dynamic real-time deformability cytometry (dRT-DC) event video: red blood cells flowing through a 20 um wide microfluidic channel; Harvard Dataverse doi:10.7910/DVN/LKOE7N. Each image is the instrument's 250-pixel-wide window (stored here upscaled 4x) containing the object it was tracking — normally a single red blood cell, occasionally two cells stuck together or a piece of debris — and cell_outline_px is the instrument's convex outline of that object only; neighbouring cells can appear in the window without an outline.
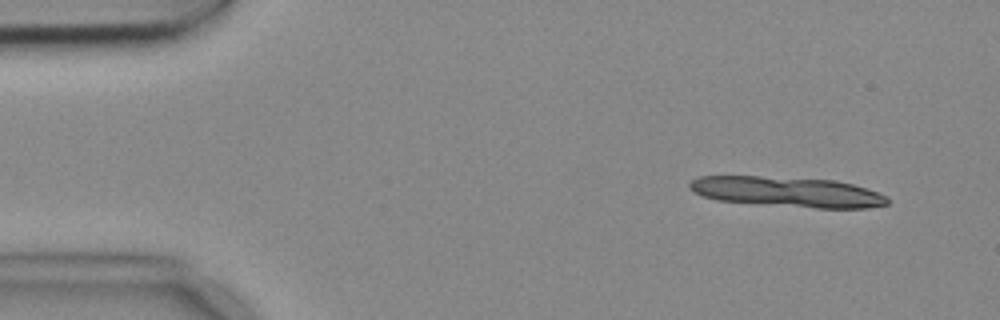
{"species": "common noctule bat (a hibernating species)", "species_latin": "Nyctalus noctula", "temperature_condition": "cold", "stored_images_in_passage": 5, "camera_frame_rate_fps": 3000, "um_per_image_px": 0.085, "animal": {"sex": "female", "body_mass_g": 18.4}, "frame": {"image": 1, "passage_image": 1, "time_ms": 0.0, "image_size_px": [1000, 320], "cell_outline_px": [[892, 200], [888, 204], [868, 208], [816, 208], [716, 200], [692, 192], [688, 188], [688, 184], [692, 180], [700, 176], [760, 176], [836, 180], [852, 184], [888, 196]], "centroid_in_image_um": [66.93, 16.31], "position_along_channel_um": 18.1, "area_um2": 34.85}}
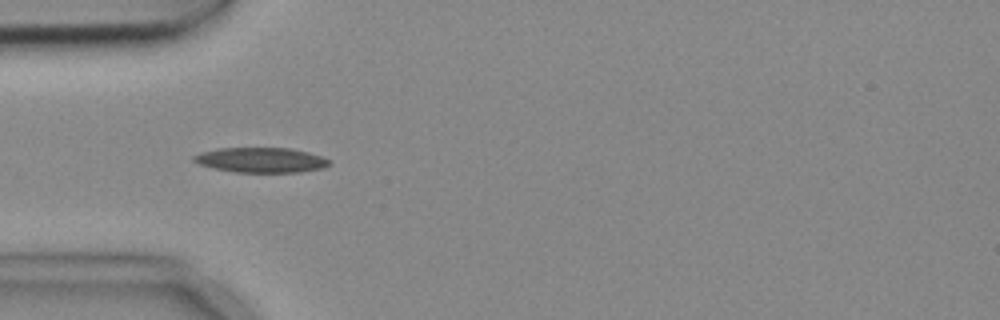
{"frame": {"image": 2, "passage_image": 4, "time_ms": 1.0, "image_size_px": [1000, 320], "cell_outline_px": [[332, 164], [324, 168], [296, 172], [236, 172], [216, 168], [200, 164], [192, 160], [192, 156], [200, 152], [216, 148], [288, 148], [308, 152], [320, 156], [328, 160]], "centroid_in_image_um": [22.17, 13.59], "position_along_channel_um": 62.8, "area_um2": 19.59}}